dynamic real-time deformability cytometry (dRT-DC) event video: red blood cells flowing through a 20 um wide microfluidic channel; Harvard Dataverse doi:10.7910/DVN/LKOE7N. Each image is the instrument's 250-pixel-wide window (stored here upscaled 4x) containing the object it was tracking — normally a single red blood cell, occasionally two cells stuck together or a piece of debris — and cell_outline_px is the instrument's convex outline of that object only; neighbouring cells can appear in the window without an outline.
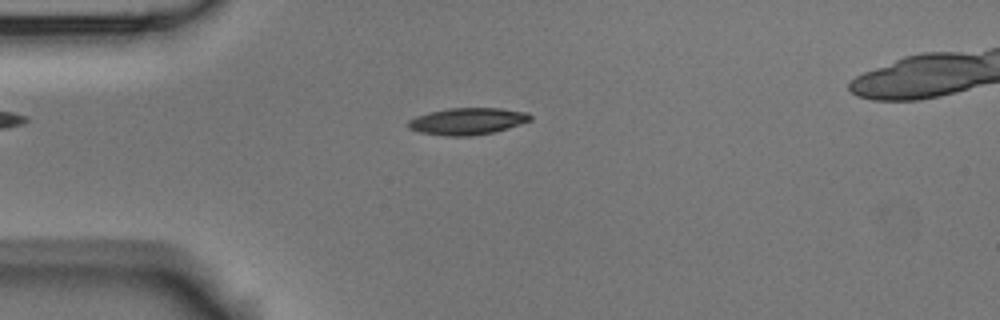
{"species": "Egyptian fruit bat (a non-hibernating species)", "species_latin": "Rousettus aegyptiacus", "temperature_condition": "room temperature", "stored_images_in_passage": 6, "camera_frame_rate_fps": 3000, "um_per_image_px": 0.085, "animal": {"sex": "male"}, "frame": {"image": 1, "passage_image": 1, "time_ms": 0.0, "image_size_px": [1000, 320], "cell_outline_px": [[532, 120], [508, 128], [492, 132], [468, 136], [444, 136], [420, 132], [408, 128], [408, 120], [416, 116], [428, 112], [448, 108], [500, 108], [528, 112], [532, 116]], "centroid_in_image_um": [39.73, 10.3], "position_along_channel_um": 45.3, "area_um2": 19.13}}
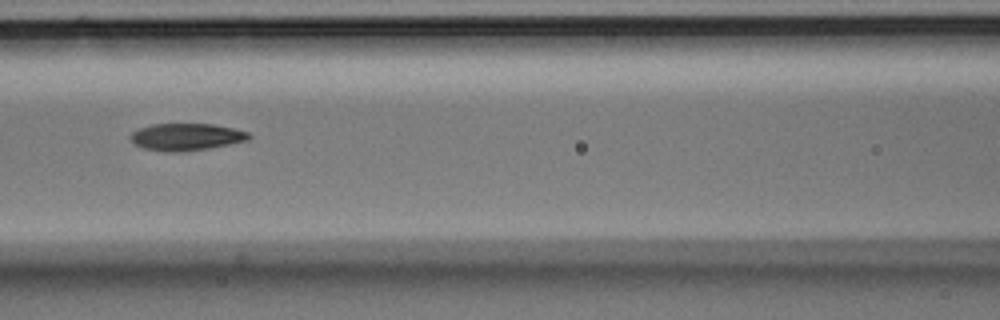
{"frame": {"image": 2, "passage_image": 4, "time_ms": 1.0, "image_size_px": [1000, 320], "cell_outline_px": [[252, 136], [248, 140], [208, 148], [176, 152], [168, 152], [144, 148], [136, 144], [128, 136], [132, 132], [140, 128], [152, 124], [212, 124], [232, 128], [248, 132]], "centroid_in_image_um": [15.82, 11.63], "position_along_channel_um": 150.8, "area_um2": 18.44}}
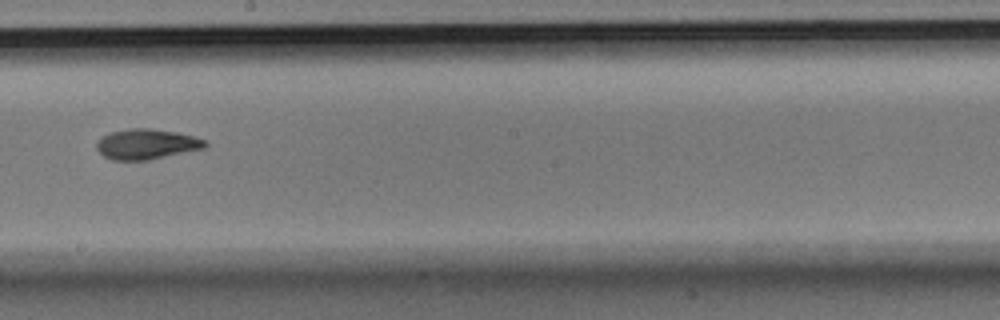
{"frame": {"image": 3, "passage_image": 6, "time_ms": 1.667, "image_size_px": [1000, 320], "cell_outline_px": [[208, 144], [204, 148], [148, 160], [112, 160], [104, 156], [96, 148], [96, 140], [108, 132], [128, 128], [152, 128], [176, 132], [208, 140]], "centroid_in_image_um": [12.43, 12.24], "position_along_channel_um": 235.8, "area_um2": 19.31}}